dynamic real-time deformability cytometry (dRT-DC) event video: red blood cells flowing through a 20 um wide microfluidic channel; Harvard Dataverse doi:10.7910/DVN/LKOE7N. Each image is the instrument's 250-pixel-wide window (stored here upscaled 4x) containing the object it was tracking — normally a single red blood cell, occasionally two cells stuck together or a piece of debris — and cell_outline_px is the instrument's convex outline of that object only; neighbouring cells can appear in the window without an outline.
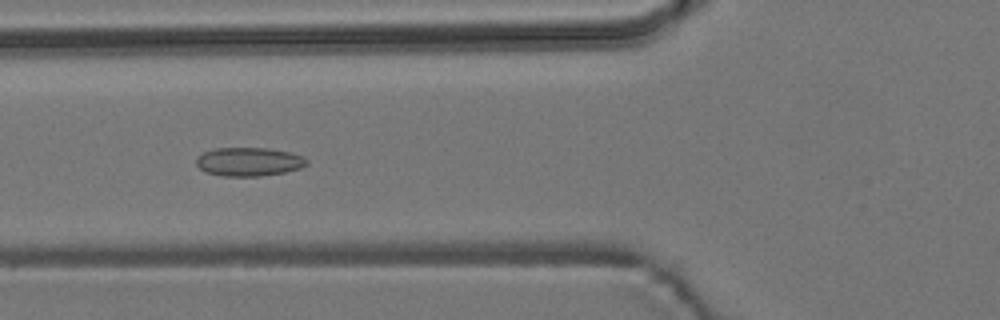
{"species": "common noctule bat (a hibernating species)", "species_latin": "Nyctalus noctula", "temperature_condition": "room temperature", "stored_images_in_passage": 6, "camera_frame_rate_fps": 3000, "um_per_image_px": 0.085, "animal": {"sex": "male", "body_mass_g": 19.2, "forearm_length_mm": 51.8}, "frame": {"image": 1, "passage_image": 5, "time_ms": 5.333, "image_size_px": [1000, 320], "cell_outline_px": [[308, 164], [300, 168], [284, 172], [260, 176], [224, 176], [204, 172], [196, 164], [196, 156], [204, 152], [216, 148], [268, 148], [292, 152], [304, 156], [308, 160]], "centroid_in_image_um": [21.17, 13.74], "position_along_channel_um": 104.6, "area_um2": 18.61}}
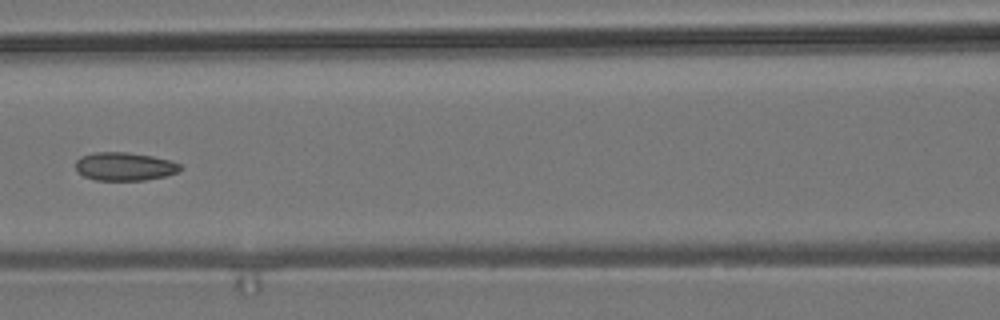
{"frame": {"image": 2, "passage_image": 6, "time_ms": 6.667, "image_size_px": [1000, 320], "cell_outline_px": [[180, 168], [176, 172], [164, 176], [144, 180], [96, 180], [84, 176], [76, 168], [76, 160], [80, 156], [92, 152], [128, 152], [152, 156], [172, 160], [180, 164]], "centroid_in_image_um": [10.57, 14.13], "position_along_channel_um": 156.0, "area_um2": 17.17}}